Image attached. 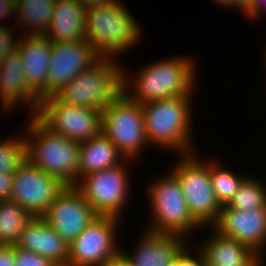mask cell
<instances>
[{"instance_id": "cell-5", "label": "cell", "mask_w": 266, "mask_h": 266, "mask_svg": "<svg viewBox=\"0 0 266 266\" xmlns=\"http://www.w3.org/2000/svg\"><path fill=\"white\" fill-rule=\"evenodd\" d=\"M114 58L99 57L55 96L62 102L103 111L122 91V67Z\"/></svg>"}, {"instance_id": "cell-22", "label": "cell", "mask_w": 266, "mask_h": 266, "mask_svg": "<svg viewBox=\"0 0 266 266\" xmlns=\"http://www.w3.org/2000/svg\"><path fill=\"white\" fill-rule=\"evenodd\" d=\"M123 160L124 157L116 146L101 132L99 135L80 143L77 182L88 174L116 166Z\"/></svg>"}, {"instance_id": "cell-3", "label": "cell", "mask_w": 266, "mask_h": 266, "mask_svg": "<svg viewBox=\"0 0 266 266\" xmlns=\"http://www.w3.org/2000/svg\"><path fill=\"white\" fill-rule=\"evenodd\" d=\"M191 99L192 96H180L141 104L149 146L178 150L180 155L192 153Z\"/></svg>"}, {"instance_id": "cell-7", "label": "cell", "mask_w": 266, "mask_h": 266, "mask_svg": "<svg viewBox=\"0 0 266 266\" xmlns=\"http://www.w3.org/2000/svg\"><path fill=\"white\" fill-rule=\"evenodd\" d=\"M102 132L124 159L135 160L149 143L139 102L121 91L102 111ZM138 156V157H137Z\"/></svg>"}, {"instance_id": "cell-12", "label": "cell", "mask_w": 266, "mask_h": 266, "mask_svg": "<svg viewBox=\"0 0 266 266\" xmlns=\"http://www.w3.org/2000/svg\"><path fill=\"white\" fill-rule=\"evenodd\" d=\"M119 221L117 217L98 216L69 244L68 266H99L116 256L122 250L116 245Z\"/></svg>"}, {"instance_id": "cell-32", "label": "cell", "mask_w": 266, "mask_h": 266, "mask_svg": "<svg viewBox=\"0 0 266 266\" xmlns=\"http://www.w3.org/2000/svg\"><path fill=\"white\" fill-rule=\"evenodd\" d=\"M0 266H14V245H0Z\"/></svg>"}, {"instance_id": "cell-2", "label": "cell", "mask_w": 266, "mask_h": 266, "mask_svg": "<svg viewBox=\"0 0 266 266\" xmlns=\"http://www.w3.org/2000/svg\"><path fill=\"white\" fill-rule=\"evenodd\" d=\"M120 1L86 10L85 38L100 57L116 59L140 43V24Z\"/></svg>"}, {"instance_id": "cell-34", "label": "cell", "mask_w": 266, "mask_h": 266, "mask_svg": "<svg viewBox=\"0 0 266 266\" xmlns=\"http://www.w3.org/2000/svg\"><path fill=\"white\" fill-rule=\"evenodd\" d=\"M262 11H266V0H255L252 7L245 13L250 19L260 18ZM257 17V18H256Z\"/></svg>"}, {"instance_id": "cell-16", "label": "cell", "mask_w": 266, "mask_h": 266, "mask_svg": "<svg viewBox=\"0 0 266 266\" xmlns=\"http://www.w3.org/2000/svg\"><path fill=\"white\" fill-rule=\"evenodd\" d=\"M19 38L17 49L22 57L26 82L40 99L46 98L51 42L45 36L22 35Z\"/></svg>"}, {"instance_id": "cell-18", "label": "cell", "mask_w": 266, "mask_h": 266, "mask_svg": "<svg viewBox=\"0 0 266 266\" xmlns=\"http://www.w3.org/2000/svg\"><path fill=\"white\" fill-rule=\"evenodd\" d=\"M15 246L41 255L56 266H68L69 244L42 217L32 218Z\"/></svg>"}, {"instance_id": "cell-36", "label": "cell", "mask_w": 266, "mask_h": 266, "mask_svg": "<svg viewBox=\"0 0 266 266\" xmlns=\"http://www.w3.org/2000/svg\"><path fill=\"white\" fill-rule=\"evenodd\" d=\"M255 0H233V7L238 8L244 14L252 7Z\"/></svg>"}, {"instance_id": "cell-17", "label": "cell", "mask_w": 266, "mask_h": 266, "mask_svg": "<svg viewBox=\"0 0 266 266\" xmlns=\"http://www.w3.org/2000/svg\"><path fill=\"white\" fill-rule=\"evenodd\" d=\"M0 99L4 112L7 110L10 112L13 107L15 110L20 102L24 105L26 103L31 105V116L39 110L41 99L26 82L22 57L18 49L10 53L0 64Z\"/></svg>"}, {"instance_id": "cell-23", "label": "cell", "mask_w": 266, "mask_h": 266, "mask_svg": "<svg viewBox=\"0 0 266 266\" xmlns=\"http://www.w3.org/2000/svg\"><path fill=\"white\" fill-rule=\"evenodd\" d=\"M56 0H16V16L20 27H28L25 35L45 36L50 28ZM20 20V21H19Z\"/></svg>"}, {"instance_id": "cell-6", "label": "cell", "mask_w": 266, "mask_h": 266, "mask_svg": "<svg viewBox=\"0 0 266 266\" xmlns=\"http://www.w3.org/2000/svg\"><path fill=\"white\" fill-rule=\"evenodd\" d=\"M168 175L155 179L148 187L147 199L153 219L147 230L164 234H176L184 238L202 228L190 214L177 176ZM149 194V195H148Z\"/></svg>"}, {"instance_id": "cell-8", "label": "cell", "mask_w": 266, "mask_h": 266, "mask_svg": "<svg viewBox=\"0 0 266 266\" xmlns=\"http://www.w3.org/2000/svg\"><path fill=\"white\" fill-rule=\"evenodd\" d=\"M193 154L194 152L182 155L183 158L171 171L179 180L188 210L194 220L201 227H211L216 222L222 206L217 201L211 185L210 160L202 161Z\"/></svg>"}, {"instance_id": "cell-13", "label": "cell", "mask_w": 266, "mask_h": 266, "mask_svg": "<svg viewBox=\"0 0 266 266\" xmlns=\"http://www.w3.org/2000/svg\"><path fill=\"white\" fill-rule=\"evenodd\" d=\"M98 216L75 186H66L42 218L70 244Z\"/></svg>"}, {"instance_id": "cell-14", "label": "cell", "mask_w": 266, "mask_h": 266, "mask_svg": "<svg viewBox=\"0 0 266 266\" xmlns=\"http://www.w3.org/2000/svg\"><path fill=\"white\" fill-rule=\"evenodd\" d=\"M99 57L86 39L66 43L51 42L48 97L55 95Z\"/></svg>"}, {"instance_id": "cell-31", "label": "cell", "mask_w": 266, "mask_h": 266, "mask_svg": "<svg viewBox=\"0 0 266 266\" xmlns=\"http://www.w3.org/2000/svg\"><path fill=\"white\" fill-rule=\"evenodd\" d=\"M13 188V174L0 173V202L10 199Z\"/></svg>"}, {"instance_id": "cell-9", "label": "cell", "mask_w": 266, "mask_h": 266, "mask_svg": "<svg viewBox=\"0 0 266 266\" xmlns=\"http://www.w3.org/2000/svg\"><path fill=\"white\" fill-rule=\"evenodd\" d=\"M34 116L52 132L80 143L102 132V111L68 105L55 95L41 99Z\"/></svg>"}, {"instance_id": "cell-19", "label": "cell", "mask_w": 266, "mask_h": 266, "mask_svg": "<svg viewBox=\"0 0 266 266\" xmlns=\"http://www.w3.org/2000/svg\"><path fill=\"white\" fill-rule=\"evenodd\" d=\"M183 236L147 230L134 251H120L129 266H167L173 257L186 245ZM125 252V253H124Z\"/></svg>"}, {"instance_id": "cell-37", "label": "cell", "mask_w": 266, "mask_h": 266, "mask_svg": "<svg viewBox=\"0 0 266 266\" xmlns=\"http://www.w3.org/2000/svg\"><path fill=\"white\" fill-rule=\"evenodd\" d=\"M85 8L91 6L106 5L118 0H78Z\"/></svg>"}, {"instance_id": "cell-30", "label": "cell", "mask_w": 266, "mask_h": 266, "mask_svg": "<svg viewBox=\"0 0 266 266\" xmlns=\"http://www.w3.org/2000/svg\"><path fill=\"white\" fill-rule=\"evenodd\" d=\"M2 24H0V64L10 53L17 49L18 42V39L14 40L13 36L16 30H12L13 28L10 29L7 25L5 27Z\"/></svg>"}, {"instance_id": "cell-39", "label": "cell", "mask_w": 266, "mask_h": 266, "mask_svg": "<svg viewBox=\"0 0 266 266\" xmlns=\"http://www.w3.org/2000/svg\"><path fill=\"white\" fill-rule=\"evenodd\" d=\"M238 266H264V265H238Z\"/></svg>"}, {"instance_id": "cell-28", "label": "cell", "mask_w": 266, "mask_h": 266, "mask_svg": "<svg viewBox=\"0 0 266 266\" xmlns=\"http://www.w3.org/2000/svg\"><path fill=\"white\" fill-rule=\"evenodd\" d=\"M14 266H56L45 257L14 245Z\"/></svg>"}, {"instance_id": "cell-21", "label": "cell", "mask_w": 266, "mask_h": 266, "mask_svg": "<svg viewBox=\"0 0 266 266\" xmlns=\"http://www.w3.org/2000/svg\"><path fill=\"white\" fill-rule=\"evenodd\" d=\"M86 10L78 0H56L50 28L45 37L50 42H74L85 38Z\"/></svg>"}, {"instance_id": "cell-25", "label": "cell", "mask_w": 266, "mask_h": 266, "mask_svg": "<svg viewBox=\"0 0 266 266\" xmlns=\"http://www.w3.org/2000/svg\"><path fill=\"white\" fill-rule=\"evenodd\" d=\"M217 161L210 160V177L215 197L222 206L230 202L247 175L240 176L238 174L237 176L234 172L226 170L227 168H224Z\"/></svg>"}, {"instance_id": "cell-33", "label": "cell", "mask_w": 266, "mask_h": 266, "mask_svg": "<svg viewBox=\"0 0 266 266\" xmlns=\"http://www.w3.org/2000/svg\"><path fill=\"white\" fill-rule=\"evenodd\" d=\"M9 14L16 15V0H0V21L10 18Z\"/></svg>"}, {"instance_id": "cell-15", "label": "cell", "mask_w": 266, "mask_h": 266, "mask_svg": "<svg viewBox=\"0 0 266 266\" xmlns=\"http://www.w3.org/2000/svg\"><path fill=\"white\" fill-rule=\"evenodd\" d=\"M211 227L263 256L262 250L266 247V206L245 211L222 205Z\"/></svg>"}, {"instance_id": "cell-1", "label": "cell", "mask_w": 266, "mask_h": 266, "mask_svg": "<svg viewBox=\"0 0 266 266\" xmlns=\"http://www.w3.org/2000/svg\"><path fill=\"white\" fill-rule=\"evenodd\" d=\"M192 58L171 57L144 66L127 79L122 69V91L133 101L144 104L150 101L180 96H193L196 73ZM134 84L132 87L130 84ZM130 87L134 92L131 93ZM135 87V88H134Z\"/></svg>"}, {"instance_id": "cell-10", "label": "cell", "mask_w": 266, "mask_h": 266, "mask_svg": "<svg viewBox=\"0 0 266 266\" xmlns=\"http://www.w3.org/2000/svg\"><path fill=\"white\" fill-rule=\"evenodd\" d=\"M128 160L124 159L116 166L88 174L75 185L99 216L121 218L129 194L128 165L123 163Z\"/></svg>"}, {"instance_id": "cell-35", "label": "cell", "mask_w": 266, "mask_h": 266, "mask_svg": "<svg viewBox=\"0 0 266 266\" xmlns=\"http://www.w3.org/2000/svg\"><path fill=\"white\" fill-rule=\"evenodd\" d=\"M99 266H129L127 259L119 252L116 256L104 261Z\"/></svg>"}, {"instance_id": "cell-29", "label": "cell", "mask_w": 266, "mask_h": 266, "mask_svg": "<svg viewBox=\"0 0 266 266\" xmlns=\"http://www.w3.org/2000/svg\"><path fill=\"white\" fill-rule=\"evenodd\" d=\"M188 243L176 254L167 266H206L203 253L198 249L195 256L189 252ZM188 248V249H187Z\"/></svg>"}, {"instance_id": "cell-26", "label": "cell", "mask_w": 266, "mask_h": 266, "mask_svg": "<svg viewBox=\"0 0 266 266\" xmlns=\"http://www.w3.org/2000/svg\"><path fill=\"white\" fill-rule=\"evenodd\" d=\"M266 185L249 175L242 181L228 207L238 210H253L266 206Z\"/></svg>"}, {"instance_id": "cell-4", "label": "cell", "mask_w": 266, "mask_h": 266, "mask_svg": "<svg viewBox=\"0 0 266 266\" xmlns=\"http://www.w3.org/2000/svg\"><path fill=\"white\" fill-rule=\"evenodd\" d=\"M29 118L28 134L25 133L27 160L45 173L57 177L66 186H75L80 142L52 132L35 116L30 115Z\"/></svg>"}, {"instance_id": "cell-38", "label": "cell", "mask_w": 266, "mask_h": 266, "mask_svg": "<svg viewBox=\"0 0 266 266\" xmlns=\"http://www.w3.org/2000/svg\"><path fill=\"white\" fill-rule=\"evenodd\" d=\"M215 2H217L219 5L221 4V6H229L230 8H232L233 6V0H213Z\"/></svg>"}, {"instance_id": "cell-24", "label": "cell", "mask_w": 266, "mask_h": 266, "mask_svg": "<svg viewBox=\"0 0 266 266\" xmlns=\"http://www.w3.org/2000/svg\"><path fill=\"white\" fill-rule=\"evenodd\" d=\"M33 216L18 203L11 200L0 202V245L13 246L17 243L25 226Z\"/></svg>"}, {"instance_id": "cell-27", "label": "cell", "mask_w": 266, "mask_h": 266, "mask_svg": "<svg viewBox=\"0 0 266 266\" xmlns=\"http://www.w3.org/2000/svg\"><path fill=\"white\" fill-rule=\"evenodd\" d=\"M20 138V139H19ZM25 137H16L0 141V173L14 174L15 170L26 161Z\"/></svg>"}, {"instance_id": "cell-11", "label": "cell", "mask_w": 266, "mask_h": 266, "mask_svg": "<svg viewBox=\"0 0 266 266\" xmlns=\"http://www.w3.org/2000/svg\"><path fill=\"white\" fill-rule=\"evenodd\" d=\"M65 187L57 177L45 173L26 159L13 174L9 200L18 203L33 217H42Z\"/></svg>"}, {"instance_id": "cell-20", "label": "cell", "mask_w": 266, "mask_h": 266, "mask_svg": "<svg viewBox=\"0 0 266 266\" xmlns=\"http://www.w3.org/2000/svg\"><path fill=\"white\" fill-rule=\"evenodd\" d=\"M204 242L199 249L204 256L206 266L263 265V257L252 251L247 245L235 239L219 234Z\"/></svg>"}]
</instances>
